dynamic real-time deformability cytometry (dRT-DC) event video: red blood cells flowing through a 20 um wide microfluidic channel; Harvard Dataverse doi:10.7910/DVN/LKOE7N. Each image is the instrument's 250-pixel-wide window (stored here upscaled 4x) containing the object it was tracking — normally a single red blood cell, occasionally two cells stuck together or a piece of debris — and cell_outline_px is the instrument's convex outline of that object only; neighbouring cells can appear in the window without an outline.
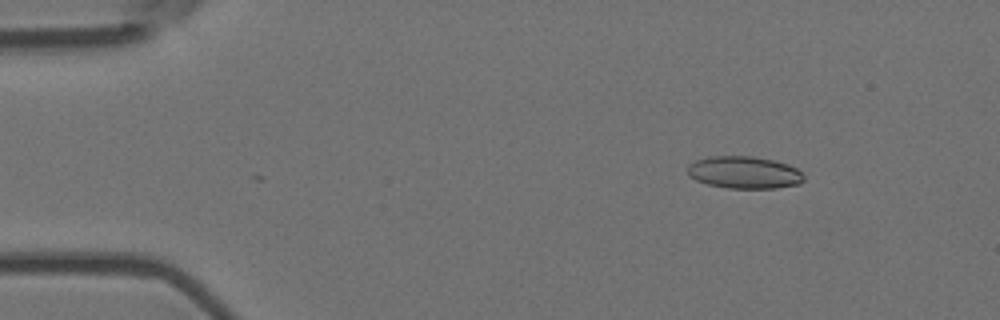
{"species": "Egyptian fruit bat (a non-hibernating species)", "species_latin": "Rousettus aegyptiacus", "temperature_condition": "room temperature", "stored_images_in_passage": 6, "camera_frame_rate_fps": 3000, "um_per_image_px": 0.085, "animal": {"sex": "female"}, "frame": {"image": 1, "passage_image": 2, "time_ms": 0.333, "image_size_px": [1000, 320], "cell_outline_px": [[804, 180], [800, 184], [776, 188], [728, 188], [708, 184], [696, 180], [688, 176], [688, 164], [696, 160], [708, 156], [752, 156], [772, 160], [788, 164], [796, 168], [804, 176]], "centroid_in_image_um": [63.25, 14.66], "position_along_channel_um": 21.8, "area_um2": 21.91}}